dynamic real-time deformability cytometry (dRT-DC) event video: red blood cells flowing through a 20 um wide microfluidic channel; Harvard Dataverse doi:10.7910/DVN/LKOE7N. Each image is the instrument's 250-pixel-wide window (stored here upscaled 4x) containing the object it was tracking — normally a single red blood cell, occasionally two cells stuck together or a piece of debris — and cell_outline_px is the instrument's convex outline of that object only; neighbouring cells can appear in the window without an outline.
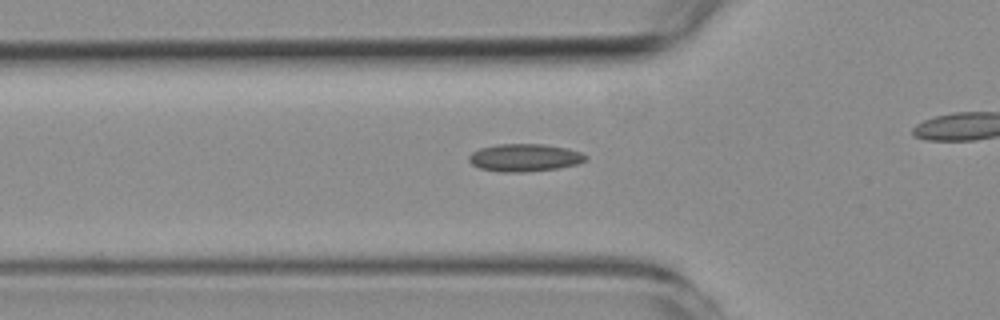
{"species": "common noctule bat (a hibernating species)", "species_latin": "Nyctalus noctula", "temperature_condition": "room temperature", "stored_images_in_passage": 43, "camera_frame_rate_fps": 3000, "um_per_image_px": 0.085, "animal": {"sex": "female", "body_mass_g": 19.3, "forearm_length_mm": 54.1}, "frame": {"image": 1, "passage_image": 18, "time_ms": 5.667, "image_size_px": [1000, 320], "cell_outline_px": [[588, 156], [584, 160], [576, 164], [560, 168], [524, 172], [500, 172], [480, 168], [472, 164], [468, 160], [468, 156], [472, 152], [480, 148], [496, 144], [544, 144], [568, 148], [580, 152]], "centroid_in_image_um": [44.57, 13.4], "position_along_channel_um": 81.2, "area_um2": 18.84}}
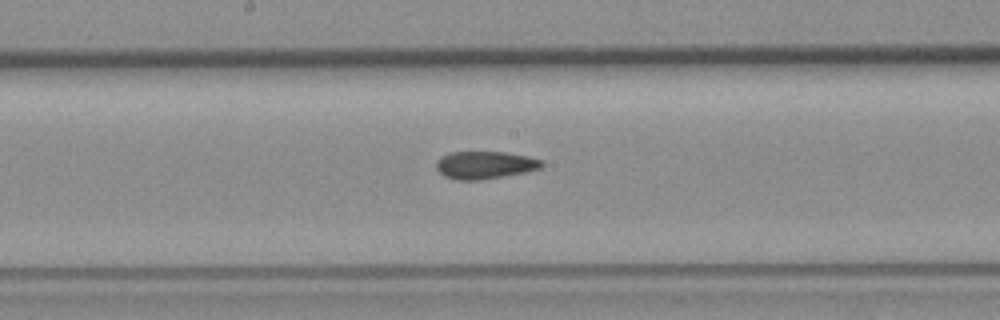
{"frame": {"image": 2, "passage_image": 28, "time_ms": 9.0, "image_size_px": [1000, 320], "cell_outline_px": [[544, 164], [540, 168], [524, 172], [504, 176], [480, 180], [456, 180], [444, 176], [436, 168], [436, 160], [440, 156], [448, 152], [504, 152], [528, 156], [544, 160]], "centroid_in_image_um": [41.19, 14.02], "position_along_channel_um": 207.0, "area_um2": 17.11}}
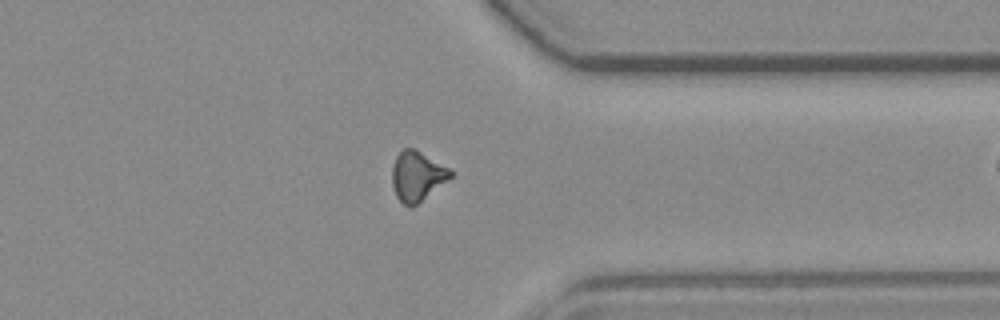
{"frame": {"image": 3, "passage_image": 42, "time_ms": 13.667, "image_size_px": [1000, 320], "cell_outline_px": [[456, 172], [452, 176], [412, 208], [408, 208], [396, 196], [392, 184], [392, 164], [396, 156], [404, 148], [416, 148], [452, 168]], "centroid_in_image_um": [35.48, 14.94], "position_along_channel_um": 375.9, "area_um2": 17.28}}